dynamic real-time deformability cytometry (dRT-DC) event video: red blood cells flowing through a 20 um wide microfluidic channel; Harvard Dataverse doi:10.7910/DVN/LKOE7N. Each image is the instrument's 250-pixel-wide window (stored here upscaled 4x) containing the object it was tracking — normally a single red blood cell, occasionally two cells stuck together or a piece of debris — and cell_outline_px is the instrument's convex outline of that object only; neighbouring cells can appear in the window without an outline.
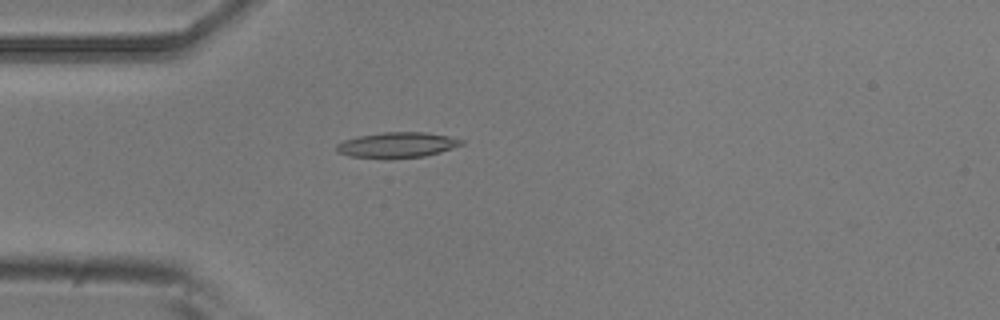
{"species": "common noctule bat (a hibernating species)", "species_latin": "Nyctalus noctula", "temperature_condition": "room temperature", "stored_images_in_passage": 4, "camera_frame_rate_fps": 3000, "um_per_image_px": 0.085, "animal": {"sex": "male", "body_mass_g": 20.5, "forearm_length_mm": 52.5}, "frame": {"image": 1, "passage_image": 4, "time_ms": 1.0, "image_size_px": [1000, 320], "cell_outline_px": [[464, 144], [440, 152], [424, 156], [392, 160], [384, 160], [348, 156], [336, 152], [336, 144], [344, 140], [356, 136], [384, 132], [424, 132], [448, 136], [464, 140]], "centroid_in_image_um": [33.7, 12.35], "position_along_channel_um": 51.3, "area_um2": 19.07}}